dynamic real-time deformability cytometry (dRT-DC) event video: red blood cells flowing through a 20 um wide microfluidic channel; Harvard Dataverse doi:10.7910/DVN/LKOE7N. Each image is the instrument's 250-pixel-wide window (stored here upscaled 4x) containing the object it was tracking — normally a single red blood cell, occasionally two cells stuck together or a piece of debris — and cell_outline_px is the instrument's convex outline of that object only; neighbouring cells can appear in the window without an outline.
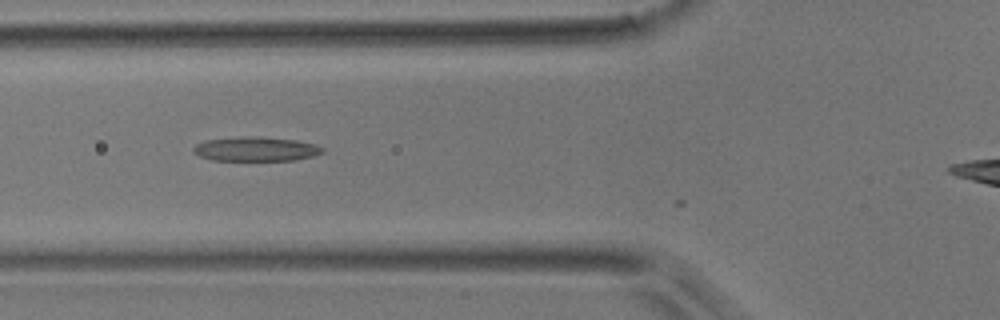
{"species": "common noctule bat (a hibernating species)", "species_latin": "Nyctalus noctula", "temperature_condition": "room temperature", "stored_images_in_passage": 6, "camera_frame_rate_fps": 3000, "um_per_image_px": 0.085, "animal": {"sex": "male", "body_mass_g": 17.9}, "frame": {"image": 1, "passage_image": 3, "time_ms": 0.667, "image_size_px": [1000, 320], "cell_outline_px": [[324, 152], [312, 156], [296, 160], [212, 160], [200, 156], [192, 152], [192, 148], [196, 144], [204, 140], [248, 136], [260, 136], [296, 140], [312, 144], [324, 148]], "centroid_in_image_um": [21.71, 12.66], "position_along_channel_um": 104.1, "area_um2": 18.26}}